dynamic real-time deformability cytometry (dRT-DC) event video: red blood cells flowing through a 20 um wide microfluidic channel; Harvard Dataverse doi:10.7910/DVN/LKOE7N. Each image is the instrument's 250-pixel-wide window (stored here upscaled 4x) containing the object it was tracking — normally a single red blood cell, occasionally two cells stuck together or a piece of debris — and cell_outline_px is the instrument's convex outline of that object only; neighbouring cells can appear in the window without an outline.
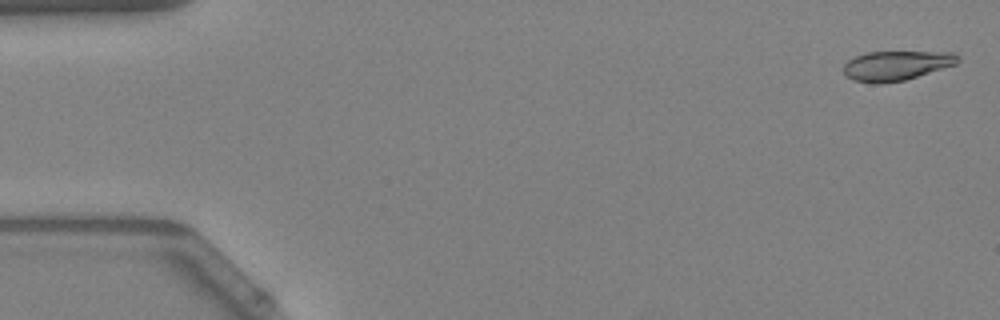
{"species": "Egyptian fruit bat (a non-hibernating species)", "species_latin": "Rousettus aegyptiacus", "temperature_condition": "warm", "stored_images_in_passage": 51, "camera_frame_rate_fps": 3000, "um_per_image_px": 0.085, "animal": {"sex": "female"}, "frame": {"image": 1, "passage_image": 1, "time_ms": 0.0, "image_size_px": [1000, 320], "cell_outline_px": [[960, 60], [956, 64], [904, 80], [880, 84], [872, 84], [856, 80], [848, 76], [844, 72], [844, 64], [848, 60], [856, 56], [868, 52], [952, 52], [960, 56]], "centroid_in_image_um": [76.2, 5.57], "position_along_channel_um": 8.8, "area_um2": 19.54}}
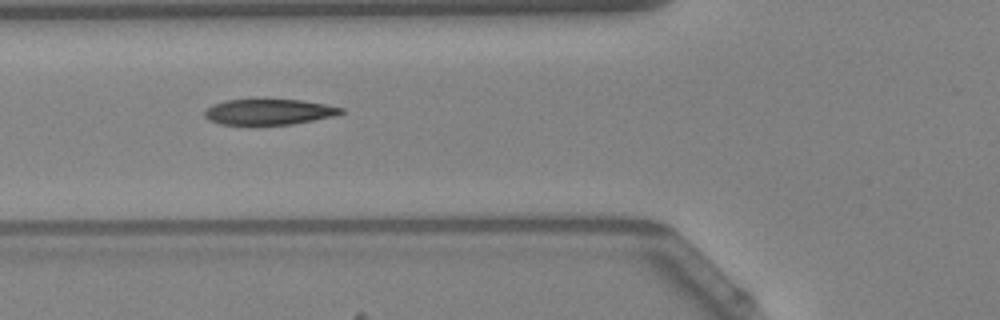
{"frame": {"image": 2, "passage_image": 19, "time_ms": 6.0, "image_size_px": [1000, 320], "cell_outline_px": [[344, 112], [336, 116], [292, 124], [220, 124], [204, 116], [204, 112], [212, 104], [224, 100], [304, 100], [344, 108]], "centroid_in_image_um": [22.9, 9.5], "position_along_channel_um": 102.9, "area_um2": 20.17}}
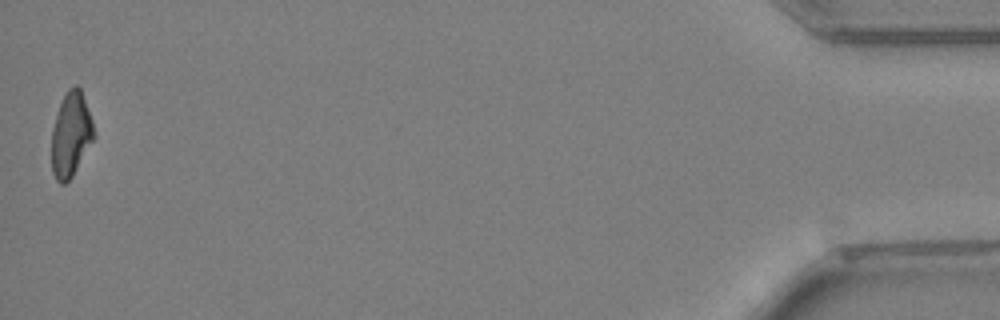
{"frame": {"image": 3, "passage_image": 51, "time_ms": 16.667, "image_size_px": [1000, 320], "cell_outline_px": [[96, 136], [72, 176], [64, 184], [60, 184], [56, 180], [52, 172], [52, 128], [60, 104], [68, 88], [76, 84], [80, 88], [92, 120]], "centroid_in_image_um": [6.03, 11.44], "position_along_channel_um": 429.2, "area_um2": 20.69}, "authors_computed_cell_mechanics": {"area_um2": 21.2126, "velocity_mm_per_s": 3.9585, "shape_relaxation_time_tau1_ms": 5.517, "shape_relaxation_time_tau2_ms": 3.0064, "deformation_change_tau1": 0.1822, "deformation_change_tau2": 0.0973}}